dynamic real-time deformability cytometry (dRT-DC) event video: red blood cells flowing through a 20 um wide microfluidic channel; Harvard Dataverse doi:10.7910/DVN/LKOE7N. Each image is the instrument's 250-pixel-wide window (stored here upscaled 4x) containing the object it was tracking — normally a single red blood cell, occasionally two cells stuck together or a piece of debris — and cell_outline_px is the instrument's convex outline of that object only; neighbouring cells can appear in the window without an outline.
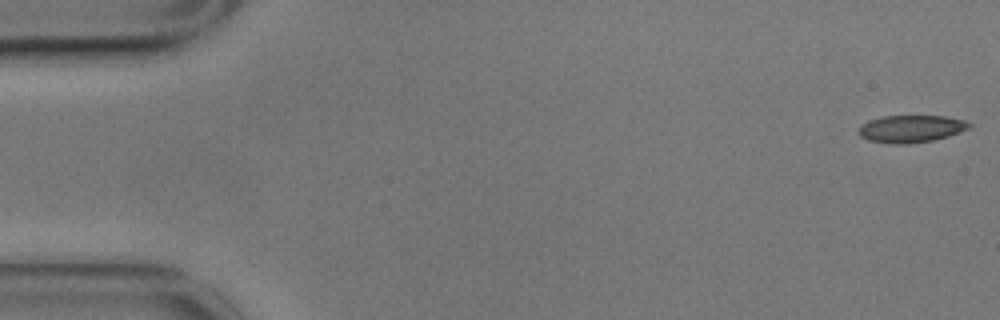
{"species": "common noctule bat (a hibernating species)", "species_latin": "Nyctalus noctula", "temperature_condition": "cold", "stored_images_in_passage": 57, "camera_frame_rate_fps": 3000, "um_per_image_px": 0.085, "animal": {"sex": "male", "body_mass_g": 17.9}, "frame": {"image": 1, "passage_image": 1, "time_ms": 0.0, "image_size_px": [1000, 320], "cell_outline_px": [[972, 124], [968, 128], [960, 132], [948, 136], [932, 140], [908, 144], [892, 144], [868, 140], [860, 136], [856, 132], [868, 120], [884, 116], [944, 116], [964, 120]], "centroid_in_image_um": [77.42, 10.95], "position_along_channel_um": 7.6, "area_um2": 17.51}}
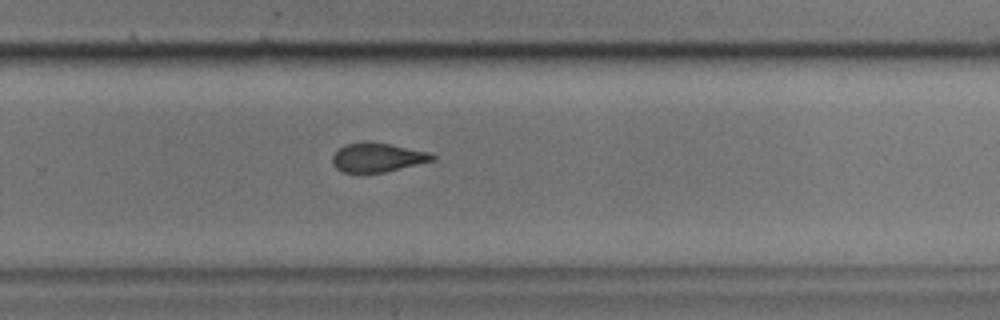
{"frame": {"image": 2, "passage_image": 37, "time_ms": 12.0, "image_size_px": [1000, 320], "cell_outline_px": [[436, 160], [384, 172], [344, 172], [336, 168], [332, 164], [332, 156], [344, 144], [364, 140], [368, 140], [428, 152], [436, 156]], "centroid_in_image_um": [32.06, 13.36], "position_along_channel_um": 297.7, "area_um2": 16.94}}
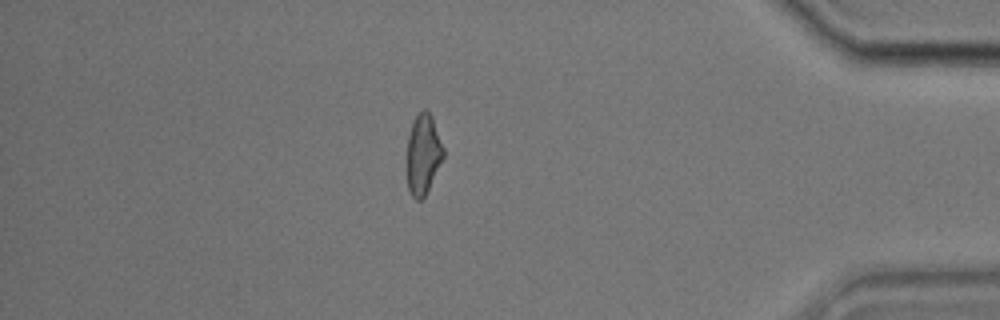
{"frame": {"image": 3, "passage_image": 49, "time_ms": 16.0, "image_size_px": [1000, 320], "cell_outline_px": [[444, 156], [424, 196], [420, 200], [416, 200], [412, 196], [408, 188], [408, 136], [412, 124], [416, 116], [424, 108], [432, 116], [444, 148]], "centroid_in_image_um": [35.98, 13.09], "position_along_channel_um": 399.2, "area_um2": 16.59}, "authors_computed_cell_mechanics": {"area_um2": 17.9758, "velocity_mm_per_s": 3.4925, "shape_relaxation_time_tau1_ms": 4.9597, "shape_relaxation_time_tau2_ms": 2.8036, "deformation_change_tau1": 0.1059, "deformation_change_tau2": 0.0862}}